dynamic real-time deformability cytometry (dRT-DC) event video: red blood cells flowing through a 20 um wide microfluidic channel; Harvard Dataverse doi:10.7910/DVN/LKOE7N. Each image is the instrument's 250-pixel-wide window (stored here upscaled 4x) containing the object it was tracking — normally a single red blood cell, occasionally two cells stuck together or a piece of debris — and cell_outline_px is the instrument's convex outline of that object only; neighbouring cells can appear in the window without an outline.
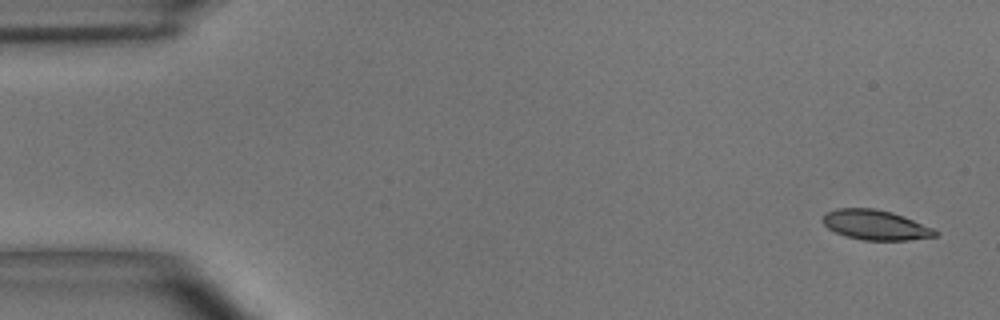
{"species": "common noctule bat (a hibernating species)", "species_latin": "Nyctalus noctula", "temperature_condition": "room temperature", "stored_images_in_passage": 54, "camera_frame_rate_fps": 3000, "um_per_image_px": 0.085, "animal": {"sex": "male", "body_mass_g": 15.6}, "frame": {"image": 1, "passage_image": 1, "time_ms": 0.0, "image_size_px": [1000, 320], "cell_outline_px": [[940, 232], [936, 236], [908, 240], [860, 240], [844, 236], [828, 228], [820, 220], [824, 212], [836, 208], [876, 208], [892, 212], [904, 216], [932, 228]], "centroid_in_image_um": [74.37, 19.11], "position_along_channel_um": 10.6, "area_um2": 19.83}}
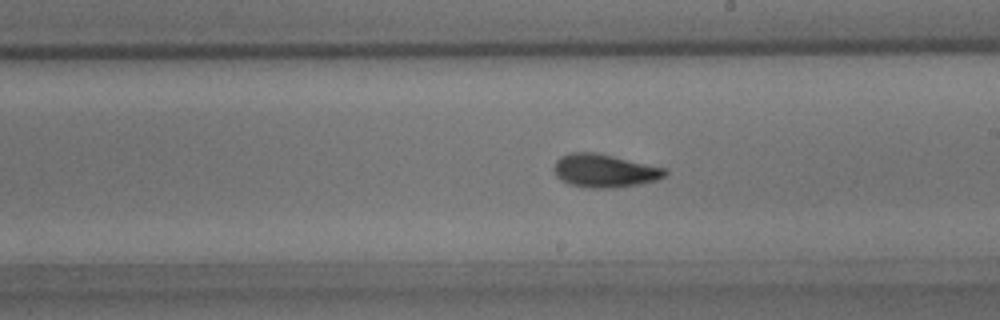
{"frame": {"image": 2, "passage_image": 30, "time_ms": 9.667, "image_size_px": [1000, 320], "cell_outline_px": [[668, 172], [664, 176], [656, 180], [640, 184], [612, 188], [588, 188], [568, 184], [560, 180], [556, 176], [552, 168], [556, 160], [560, 156], [572, 152], [596, 152], [668, 168]], "centroid_in_image_um": [51.36, 14.51], "position_along_channel_um": 237.6, "area_um2": 21.85}}
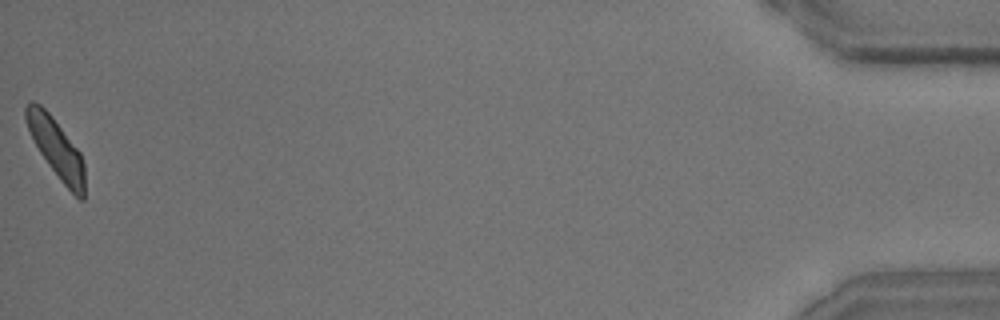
{"frame": {"image": 3, "passage_image": 54, "time_ms": 17.667, "image_size_px": [1000, 320], "cell_outline_px": [[84, 200], [80, 200], [60, 180], [48, 164], [40, 152], [28, 128], [24, 116], [24, 108], [32, 100], [40, 104], [48, 112], [80, 152], [84, 164]], "centroid_in_image_um": [4.78, 12.59], "position_along_channel_um": 430.4, "area_um2": 19.71}, "authors_computed_cell_mechanics": {"area_um2": 20.5768, "velocity_mm_per_s": 3.6033, "shape_relaxation_time_tau1_ms": 2.9664, "shape_relaxation_time_tau2_ms": 1.781, "deformation_change_tau1": 0.1458, "deformation_change_tau2": 0.0644}}